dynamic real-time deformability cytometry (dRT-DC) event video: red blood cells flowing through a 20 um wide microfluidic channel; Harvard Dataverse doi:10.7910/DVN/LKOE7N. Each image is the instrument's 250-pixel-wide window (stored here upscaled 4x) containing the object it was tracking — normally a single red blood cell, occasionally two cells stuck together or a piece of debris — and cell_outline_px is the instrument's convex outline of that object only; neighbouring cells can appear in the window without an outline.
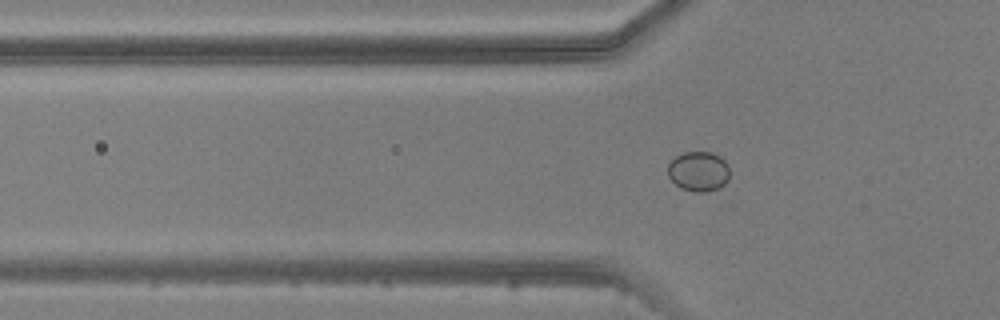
{"species": "common noctule bat (a hibernating species)", "species_latin": "Nyctalus noctula", "temperature_condition": "warm", "stored_images_in_passage": 5, "camera_frame_rate_fps": 3000, "um_per_image_px": 0.085, "animal": {"sex": "male", "body_mass_g": 20.5, "forearm_length_mm": 52.5}, "frame": {"image": 1, "passage_image": 5, "time_ms": 4.667, "image_size_px": [1000, 320], "cell_outline_px": [[728, 180], [724, 184], [716, 188], [704, 192], [696, 192], [680, 188], [668, 176], [668, 164], [676, 156], [684, 152], [712, 152], [720, 156], [728, 164]], "centroid_in_image_um": [59.37, 14.55], "position_along_channel_um": 66.4, "area_um2": 14.28}}